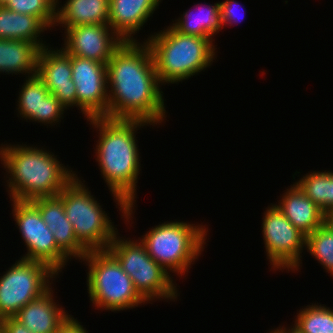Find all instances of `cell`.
Here are the masks:
<instances>
[{
	"instance_id": "22",
	"label": "cell",
	"mask_w": 333,
	"mask_h": 333,
	"mask_svg": "<svg viewBox=\"0 0 333 333\" xmlns=\"http://www.w3.org/2000/svg\"><path fill=\"white\" fill-rule=\"evenodd\" d=\"M193 8L197 10V14L190 9L186 10L170 25L181 34L200 36L215 41L214 36L223 28L220 2L214 5L209 4L207 7L206 3L205 6L197 4Z\"/></svg>"
},
{
	"instance_id": "15",
	"label": "cell",
	"mask_w": 333,
	"mask_h": 333,
	"mask_svg": "<svg viewBox=\"0 0 333 333\" xmlns=\"http://www.w3.org/2000/svg\"><path fill=\"white\" fill-rule=\"evenodd\" d=\"M19 96L17 97L16 107L18 117L26 119L29 122L50 124L51 126L59 124L61 118L66 112V108L44 85L43 81L37 76H26V80L21 86Z\"/></svg>"
},
{
	"instance_id": "1",
	"label": "cell",
	"mask_w": 333,
	"mask_h": 333,
	"mask_svg": "<svg viewBox=\"0 0 333 333\" xmlns=\"http://www.w3.org/2000/svg\"><path fill=\"white\" fill-rule=\"evenodd\" d=\"M108 116L160 125L166 120L162 84L149 45L124 41L106 64ZM161 85V86H160Z\"/></svg>"
},
{
	"instance_id": "7",
	"label": "cell",
	"mask_w": 333,
	"mask_h": 333,
	"mask_svg": "<svg viewBox=\"0 0 333 333\" xmlns=\"http://www.w3.org/2000/svg\"><path fill=\"white\" fill-rule=\"evenodd\" d=\"M81 180L77 174L58 196L63 200L66 217L73 225L77 241L87 251L107 250L118 229Z\"/></svg>"
},
{
	"instance_id": "17",
	"label": "cell",
	"mask_w": 333,
	"mask_h": 333,
	"mask_svg": "<svg viewBox=\"0 0 333 333\" xmlns=\"http://www.w3.org/2000/svg\"><path fill=\"white\" fill-rule=\"evenodd\" d=\"M52 289L51 286L41 296L21 308L14 316L31 333H57L71 317V314L69 315L59 302L54 301Z\"/></svg>"
},
{
	"instance_id": "30",
	"label": "cell",
	"mask_w": 333,
	"mask_h": 333,
	"mask_svg": "<svg viewBox=\"0 0 333 333\" xmlns=\"http://www.w3.org/2000/svg\"><path fill=\"white\" fill-rule=\"evenodd\" d=\"M4 333H31L23 324L14 317L3 319Z\"/></svg>"
},
{
	"instance_id": "5",
	"label": "cell",
	"mask_w": 333,
	"mask_h": 333,
	"mask_svg": "<svg viewBox=\"0 0 333 333\" xmlns=\"http://www.w3.org/2000/svg\"><path fill=\"white\" fill-rule=\"evenodd\" d=\"M184 221L163 222L152 227L139 241L148 255L169 274H188L206 244L208 228Z\"/></svg>"
},
{
	"instance_id": "33",
	"label": "cell",
	"mask_w": 333,
	"mask_h": 333,
	"mask_svg": "<svg viewBox=\"0 0 333 333\" xmlns=\"http://www.w3.org/2000/svg\"><path fill=\"white\" fill-rule=\"evenodd\" d=\"M0 333H4L3 319H0Z\"/></svg>"
},
{
	"instance_id": "16",
	"label": "cell",
	"mask_w": 333,
	"mask_h": 333,
	"mask_svg": "<svg viewBox=\"0 0 333 333\" xmlns=\"http://www.w3.org/2000/svg\"><path fill=\"white\" fill-rule=\"evenodd\" d=\"M53 232L56 244L72 259H82L88 251L77 241L73 225L66 217L63 200L58 196L31 200Z\"/></svg>"
},
{
	"instance_id": "19",
	"label": "cell",
	"mask_w": 333,
	"mask_h": 333,
	"mask_svg": "<svg viewBox=\"0 0 333 333\" xmlns=\"http://www.w3.org/2000/svg\"><path fill=\"white\" fill-rule=\"evenodd\" d=\"M290 186L276 205L294 227L307 236L320 227L327 216L295 182Z\"/></svg>"
},
{
	"instance_id": "18",
	"label": "cell",
	"mask_w": 333,
	"mask_h": 333,
	"mask_svg": "<svg viewBox=\"0 0 333 333\" xmlns=\"http://www.w3.org/2000/svg\"><path fill=\"white\" fill-rule=\"evenodd\" d=\"M160 2L162 0H110L108 24L123 41H139L133 36L153 17Z\"/></svg>"
},
{
	"instance_id": "8",
	"label": "cell",
	"mask_w": 333,
	"mask_h": 333,
	"mask_svg": "<svg viewBox=\"0 0 333 333\" xmlns=\"http://www.w3.org/2000/svg\"><path fill=\"white\" fill-rule=\"evenodd\" d=\"M118 235L119 233L113 238L107 250L132 279L137 292L150 304L157 299L177 301L180 293L174 277L148 255L139 239H125V236L122 238Z\"/></svg>"
},
{
	"instance_id": "29",
	"label": "cell",
	"mask_w": 333,
	"mask_h": 333,
	"mask_svg": "<svg viewBox=\"0 0 333 333\" xmlns=\"http://www.w3.org/2000/svg\"><path fill=\"white\" fill-rule=\"evenodd\" d=\"M72 315L71 317L62 325V327L59 329L57 333H88L86 327H83L84 325L80 324Z\"/></svg>"
},
{
	"instance_id": "31",
	"label": "cell",
	"mask_w": 333,
	"mask_h": 333,
	"mask_svg": "<svg viewBox=\"0 0 333 333\" xmlns=\"http://www.w3.org/2000/svg\"><path fill=\"white\" fill-rule=\"evenodd\" d=\"M269 333H300V332L296 330L293 326L288 328L284 326H279L278 328L271 330Z\"/></svg>"
},
{
	"instance_id": "2",
	"label": "cell",
	"mask_w": 333,
	"mask_h": 333,
	"mask_svg": "<svg viewBox=\"0 0 333 333\" xmlns=\"http://www.w3.org/2000/svg\"><path fill=\"white\" fill-rule=\"evenodd\" d=\"M98 133L95 160L98 162L102 178L108 186L115 203L121 211V218L127 222L133 218L135 210L137 182L141 163L136 132L152 124L141 120L111 119L93 117L88 119ZM97 128V129H96ZM99 129V130H98ZM140 157V158H139Z\"/></svg>"
},
{
	"instance_id": "28",
	"label": "cell",
	"mask_w": 333,
	"mask_h": 333,
	"mask_svg": "<svg viewBox=\"0 0 333 333\" xmlns=\"http://www.w3.org/2000/svg\"><path fill=\"white\" fill-rule=\"evenodd\" d=\"M240 4L235 0H226L223 2H220V10H221V21H222V27H226L227 25L232 26L233 24L240 23L241 21L237 18V12L235 9ZM242 6V5H240ZM243 20V19H242Z\"/></svg>"
},
{
	"instance_id": "3",
	"label": "cell",
	"mask_w": 333,
	"mask_h": 333,
	"mask_svg": "<svg viewBox=\"0 0 333 333\" xmlns=\"http://www.w3.org/2000/svg\"><path fill=\"white\" fill-rule=\"evenodd\" d=\"M0 160L8 175L10 200L31 201L58 195L77 176L44 147L2 143Z\"/></svg>"
},
{
	"instance_id": "32",
	"label": "cell",
	"mask_w": 333,
	"mask_h": 333,
	"mask_svg": "<svg viewBox=\"0 0 333 333\" xmlns=\"http://www.w3.org/2000/svg\"><path fill=\"white\" fill-rule=\"evenodd\" d=\"M327 221L332 225L333 227V212L330 213L328 216H327Z\"/></svg>"
},
{
	"instance_id": "13",
	"label": "cell",
	"mask_w": 333,
	"mask_h": 333,
	"mask_svg": "<svg viewBox=\"0 0 333 333\" xmlns=\"http://www.w3.org/2000/svg\"><path fill=\"white\" fill-rule=\"evenodd\" d=\"M64 33L62 48L69 55L103 64H107L113 52L124 42L109 24L69 27Z\"/></svg>"
},
{
	"instance_id": "10",
	"label": "cell",
	"mask_w": 333,
	"mask_h": 333,
	"mask_svg": "<svg viewBox=\"0 0 333 333\" xmlns=\"http://www.w3.org/2000/svg\"><path fill=\"white\" fill-rule=\"evenodd\" d=\"M12 216L25 242L27 254L21 258L47 264L58 276L71 258L56 244L53 232L31 201L11 199Z\"/></svg>"
},
{
	"instance_id": "9",
	"label": "cell",
	"mask_w": 333,
	"mask_h": 333,
	"mask_svg": "<svg viewBox=\"0 0 333 333\" xmlns=\"http://www.w3.org/2000/svg\"><path fill=\"white\" fill-rule=\"evenodd\" d=\"M57 275L42 262L22 258L15 261L0 276V319L14 317L26 304L45 293Z\"/></svg>"
},
{
	"instance_id": "4",
	"label": "cell",
	"mask_w": 333,
	"mask_h": 333,
	"mask_svg": "<svg viewBox=\"0 0 333 333\" xmlns=\"http://www.w3.org/2000/svg\"><path fill=\"white\" fill-rule=\"evenodd\" d=\"M150 47L160 83L178 84L207 69L216 60L208 38L177 32L171 25L144 40ZM165 84V85H164Z\"/></svg>"
},
{
	"instance_id": "20",
	"label": "cell",
	"mask_w": 333,
	"mask_h": 333,
	"mask_svg": "<svg viewBox=\"0 0 333 333\" xmlns=\"http://www.w3.org/2000/svg\"><path fill=\"white\" fill-rule=\"evenodd\" d=\"M56 0L55 26L66 30L80 25L108 24L110 0Z\"/></svg>"
},
{
	"instance_id": "23",
	"label": "cell",
	"mask_w": 333,
	"mask_h": 333,
	"mask_svg": "<svg viewBox=\"0 0 333 333\" xmlns=\"http://www.w3.org/2000/svg\"><path fill=\"white\" fill-rule=\"evenodd\" d=\"M47 29L49 28L35 16L16 13L0 6V39L25 40L35 43L41 49L48 46L40 38Z\"/></svg>"
},
{
	"instance_id": "25",
	"label": "cell",
	"mask_w": 333,
	"mask_h": 333,
	"mask_svg": "<svg viewBox=\"0 0 333 333\" xmlns=\"http://www.w3.org/2000/svg\"><path fill=\"white\" fill-rule=\"evenodd\" d=\"M320 304L304 306L292 325L300 333H333V309Z\"/></svg>"
},
{
	"instance_id": "6",
	"label": "cell",
	"mask_w": 333,
	"mask_h": 333,
	"mask_svg": "<svg viewBox=\"0 0 333 333\" xmlns=\"http://www.w3.org/2000/svg\"><path fill=\"white\" fill-rule=\"evenodd\" d=\"M80 260L88 266V297L98 310L117 312L148 303L108 250L88 251Z\"/></svg>"
},
{
	"instance_id": "21",
	"label": "cell",
	"mask_w": 333,
	"mask_h": 333,
	"mask_svg": "<svg viewBox=\"0 0 333 333\" xmlns=\"http://www.w3.org/2000/svg\"><path fill=\"white\" fill-rule=\"evenodd\" d=\"M40 48L25 40L0 39V74L34 76Z\"/></svg>"
},
{
	"instance_id": "11",
	"label": "cell",
	"mask_w": 333,
	"mask_h": 333,
	"mask_svg": "<svg viewBox=\"0 0 333 333\" xmlns=\"http://www.w3.org/2000/svg\"><path fill=\"white\" fill-rule=\"evenodd\" d=\"M270 205L263 213L261 226L267 260L271 270L286 269L295 273L302 266L306 236L294 227L276 204Z\"/></svg>"
},
{
	"instance_id": "24",
	"label": "cell",
	"mask_w": 333,
	"mask_h": 333,
	"mask_svg": "<svg viewBox=\"0 0 333 333\" xmlns=\"http://www.w3.org/2000/svg\"><path fill=\"white\" fill-rule=\"evenodd\" d=\"M308 172L295 183L328 216L333 212V172Z\"/></svg>"
},
{
	"instance_id": "12",
	"label": "cell",
	"mask_w": 333,
	"mask_h": 333,
	"mask_svg": "<svg viewBox=\"0 0 333 333\" xmlns=\"http://www.w3.org/2000/svg\"><path fill=\"white\" fill-rule=\"evenodd\" d=\"M72 80L77 108L86 119L108 116L106 64L71 55Z\"/></svg>"
},
{
	"instance_id": "14",
	"label": "cell",
	"mask_w": 333,
	"mask_h": 333,
	"mask_svg": "<svg viewBox=\"0 0 333 333\" xmlns=\"http://www.w3.org/2000/svg\"><path fill=\"white\" fill-rule=\"evenodd\" d=\"M36 75L66 110L77 107L76 86L72 80L71 55L62 47L53 49L48 45L41 48Z\"/></svg>"
},
{
	"instance_id": "26",
	"label": "cell",
	"mask_w": 333,
	"mask_h": 333,
	"mask_svg": "<svg viewBox=\"0 0 333 333\" xmlns=\"http://www.w3.org/2000/svg\"><path fill=\"white\" fill-rule=\"evenodd\" d=\"M305 249L333 277V227L327 220L306 236Z\"/></svg>"
},
{
	"instance_id": "27",
	"label": "cell",
	"mask_w": 333,
	"mask_h": 333,
	"mask_svg": "<svg viewBox=\"0 0 333 333\" xmlns=\"http://www.w3.org/2000/svg\"><path fill=\"white\" fill-rule=\"evenodd\" d=\"M3 8L39 18L53 29L56 21V0H1Z\"/></svg>"
}]
</instances>
